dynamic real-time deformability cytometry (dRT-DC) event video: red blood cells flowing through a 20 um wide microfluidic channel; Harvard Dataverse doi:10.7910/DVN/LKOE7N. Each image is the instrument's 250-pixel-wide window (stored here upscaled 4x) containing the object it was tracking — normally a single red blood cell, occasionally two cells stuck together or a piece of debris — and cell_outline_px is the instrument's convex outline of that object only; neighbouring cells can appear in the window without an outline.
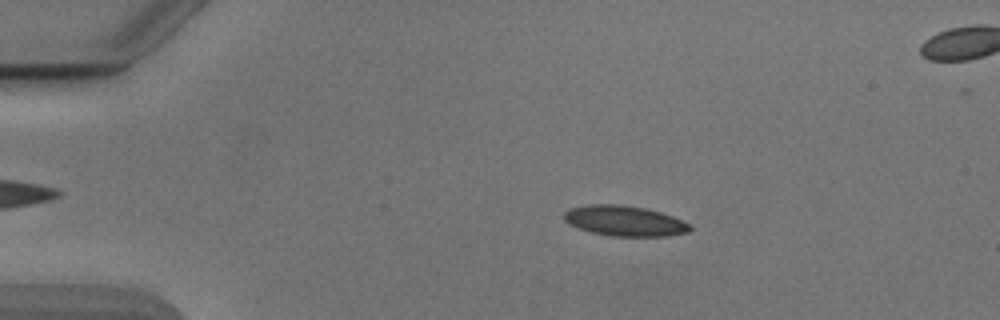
{"species": "Egyptian fruit bat (a non-hibernating species)", "species_latin": "Rousettus aegyptiacus", "temperature_condition": "cold", "stored_images_in_passage": 53, "camera_frame_rate_fps": 3000, "um_per_image_px": 0.085, "animal": {"sex": "male"}, "frame": {"image": 1, "passage_image": 10, "time_ms": 3.0, "image_size_px": [1000, 320], "cell_outline_px": [[692, 228], [688, 232], [668, 236], [612, 236], [592, 232], [580, 228], [564, 220], [564, 212], [568, 208], [588, 204], [620, 204], [644, 208], [660, 212], [672, 216], [688, 224]], "centroid_in_image_um": [53.07, 18.76], "position_along_channel_um": 31.9, "area_um2": 22.08}}
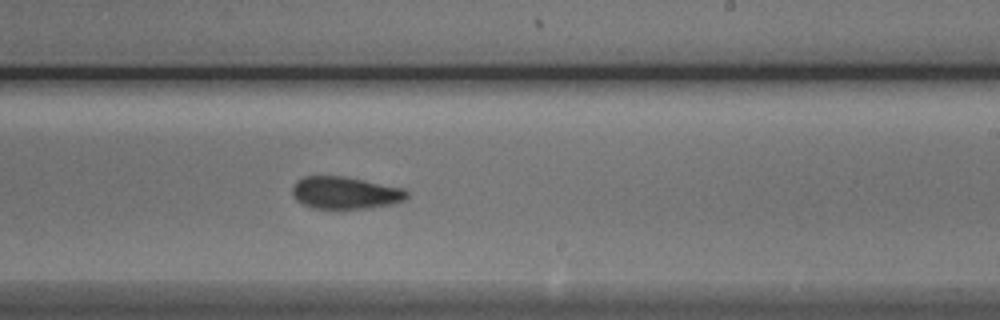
{"frame": {"image": 2, "passage_image": 32, "time_ms": 10.333, "image_size_px": [1000, 320], "cell_outline_px": [[408, 196], [404, 200], [392, 204], [368, 208], [312, 208], [296, 200], [292, 196], [292, 188], [296, 180], [304, 176], [344, 176], [404, 188], [408, 192]], "centroid_in_image_um": [29.33, 16.38], "position_along_channel_um": 259.7, "area_um2": 21.56}}
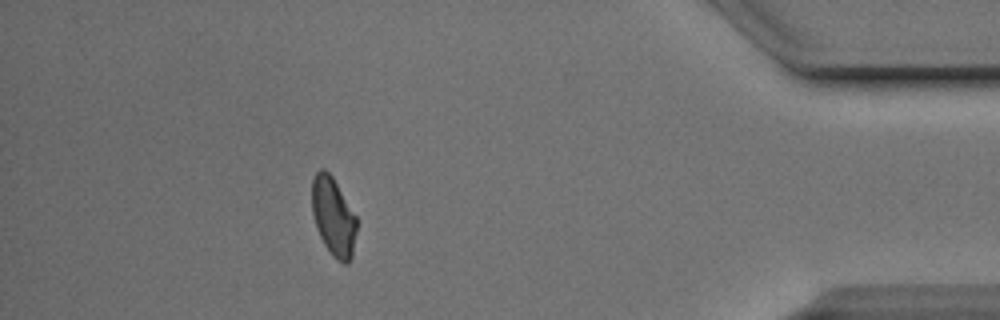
{"frame": {"image": 3, "passage_image": 47, "time_ms": 15.333, "image_size_px": [1000, 320], "cell_outline_px": [[356, 232], [352, 256], [348, 264], [344, 264], [336, 260], [332, 256], [324, 244], [316, 228], [312, 212], [312, 180], [316, 172], [320, 168], [324, 168], [332, 176], [356, 216]], "centroid_in_image_um": [28.32, 18.43], "position_along_channel_um": 406.9, "area_um2": 20.46}}